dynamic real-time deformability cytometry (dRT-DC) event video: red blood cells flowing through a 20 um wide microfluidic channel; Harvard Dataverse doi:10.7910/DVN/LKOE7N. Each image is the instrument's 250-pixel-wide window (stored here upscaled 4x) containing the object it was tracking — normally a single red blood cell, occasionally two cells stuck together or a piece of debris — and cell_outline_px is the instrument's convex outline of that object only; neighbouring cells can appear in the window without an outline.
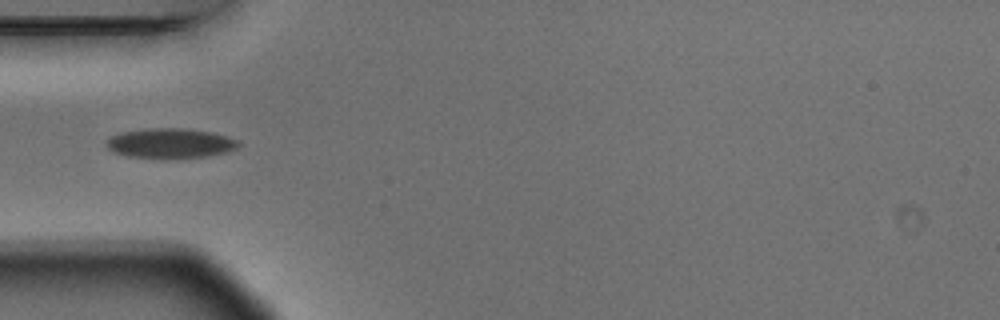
{"species": "Egyptian fruit bat (a non-hibernating species)", "species_latin": "Rousettus aegyptiacus", "temperature_condition": "warm", "stored_images_in_passage": 6, "camera_frame_rate_fps": 3000, "um_per_image_px": 0.085, "animal": {"sex": "male"}, "frame": {"image": 1, "passage_image": 5, "time_ms": 1.333, "image_size_px": [1000, 320], "cell_outline_px": [[240, 144], [236, 148], [228, 152], [208, 156], [128, 156], [112, 152], [108, 148], [108, 140], [112, 136], [124, 132], [152, 128], [184, 128], [212, 132], [228, 136], [240, 140]], "centroid_in_image_um": [14.56, 12.14], "position_along_channel_um": 70.4, "area_um2": 22.2}}
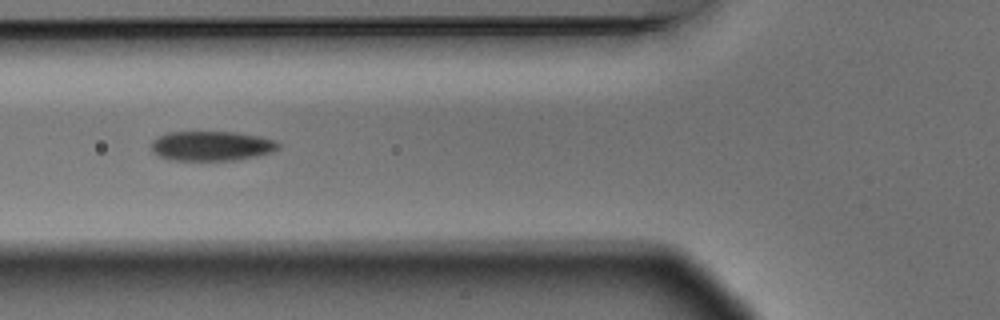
{"frame": {"image": 2, "passage_image": 6, "time_ms": 1.667, "image_size_px": [1000, 320], "cell_outline_px": [[280, 148], [272, 152], [256, 156], [236, 160], [168, 160], [152, 152], [152, 144], [160, 136], [168, 132], [236, 132], [260, 136], [276, 140], [280, 144]], "centroid_in_image_um": [18.03, 12.41], "position_along_channel_um": 107.8, "area_um2": 21.96}}